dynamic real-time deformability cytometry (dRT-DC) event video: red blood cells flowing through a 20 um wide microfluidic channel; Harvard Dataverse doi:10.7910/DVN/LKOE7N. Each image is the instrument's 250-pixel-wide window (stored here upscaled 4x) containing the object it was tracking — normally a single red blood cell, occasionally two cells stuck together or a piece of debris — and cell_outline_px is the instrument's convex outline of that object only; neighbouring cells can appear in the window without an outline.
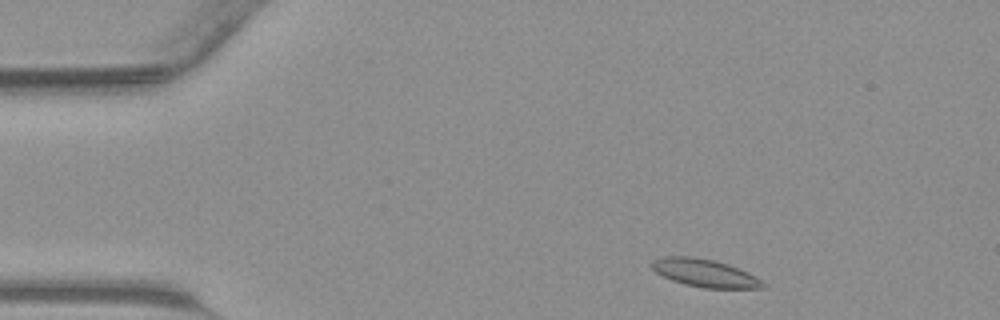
{"species": "common noctule bat (a hibernating species)", "species_latin": "Nyctalus noctula", "temperature_condition": "warm", "stored_images_in_passage": 39, "camera_frame_rate_fps": 3000, "um_per_image_px": 0.085, "animal": {"sex": "male", "body_mass_g": 23.1, "forearm_length_mm": 52.7}, "frame": {"image": 1, "passage_image": 2, "time_ms": 0.333, "image_size_px": [1000, 320], "cell_outline_px": [[764, 288], [704, 288], [684, 284], [672, 280], [656, 272], [648, 264], [652, 260], [664, 256], [692, 256], [712, 260], [728, 264], [748, 272], [756, 276], [764, 284]], "centroid_in_image_um": [59.86, 23.2], "position_along_channel_um": 25.1, "area_um2": 17.98}}
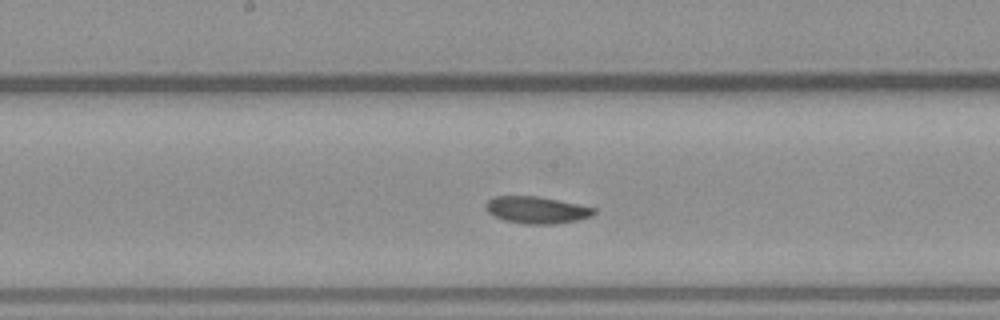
{"frame": {"image": 2, "passage_image": 18, "time_ms": 5.667, "image_size_px": [1000, 320], "cell_outline_px": [[596, 212], [592, 216], [576, 220], [552, 224], [524, 224], [504, 220], [488, 212], [484, 208], [484, 204], [492, 196], [536, 196], [596, 208]], "centroid_in_image_um": [45.57, 17.84], "position_along_channel_um": 202.6, "area_um2": 16.88}}
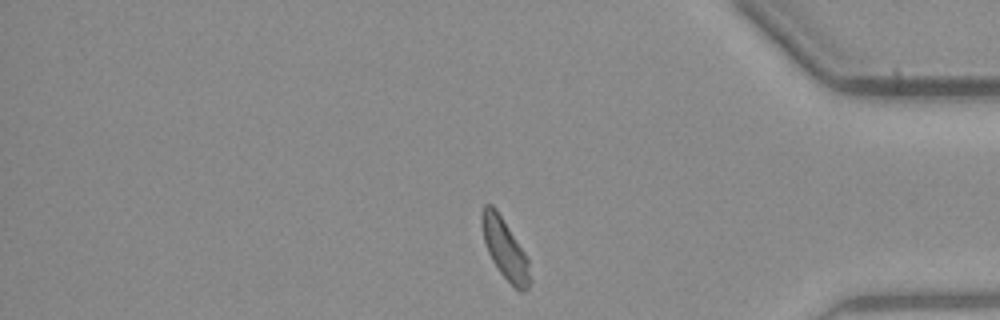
{"frame": {"image": 3, "passage_image": 32, "time_ms": 10.333, "image_size_px": [1000, 320], "cell_outline_px": [[528, 288], [524, 292], [520, 292], [500, 272], [492, 260], [488, 252], [484, 240], [480, 220], [480, 212], [484, 204], [492, 204], [496, 208], [528, 256]], "centroid_in_image_um": [42.88, 21.08], "position_along_channel_um": 392.3, "area_um2": 16.7}}